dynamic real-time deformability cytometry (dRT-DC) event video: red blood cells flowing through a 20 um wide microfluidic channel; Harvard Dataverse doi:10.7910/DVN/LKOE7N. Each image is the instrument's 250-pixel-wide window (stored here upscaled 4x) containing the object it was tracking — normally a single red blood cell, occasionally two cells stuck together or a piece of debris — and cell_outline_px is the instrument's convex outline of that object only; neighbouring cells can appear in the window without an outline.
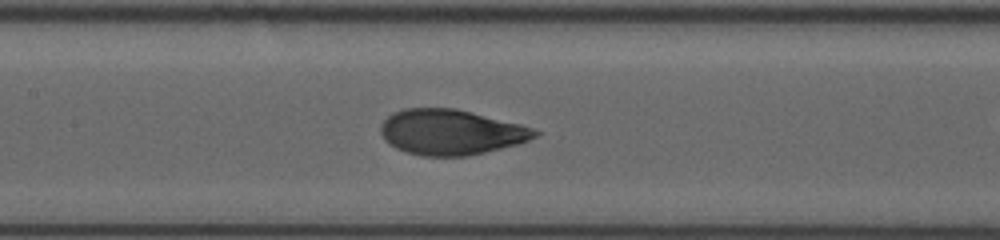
{"species": "human", "species_latin": "Homo sapiens", "temperature_condition": "room temperature", "stored_images_in_passage": 16, "camera_frame_rate_fps": 3000, "um_per_image_px": 0.085, "donor": {"sex": "female"}, "frame": {"image": 1, "passage_image": 12, "time_ms": 3.667, "image_size_px": [1000, 240], "cell_outline_px": [[540, 132], [536, 136], [528, 140], [516, 144], [468, 156], [424, 156], [408, 152], [396, 148], [388, 144], [384, 140], [380, 132], [380, 124], [392, 112], [404, 108], [456, 108], [520, 124], [532, 128]], "centroid_in_image_um": [38.27, 11.22], "position_along_channel_um": 169.1, "area_um2": 40.63}}
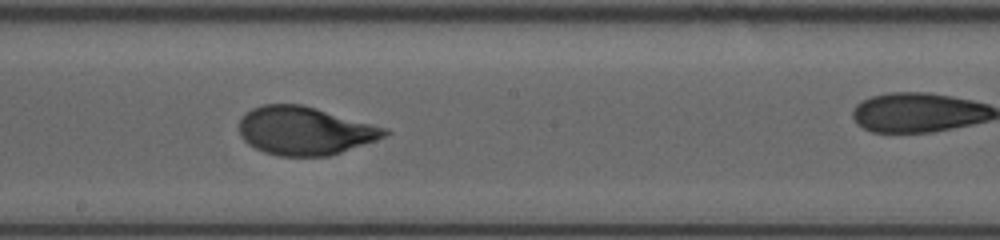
{"frame": {"image": 2, "passage_image": 14, "time_ms": 4.333, "image_size_px": [1000, 240], "cell_outline_px": [[392, 132], [376, 140], [328, 156], [280, 156], [264, 152], [248, 144], [240, 136], [240, 120], [252, 108], [264, 104], [304, 104], [388, 128]], "centroid_in_image_um": [25.92, 11.11], "position_along_channel_um": 222.3, "area_um2": 40.86}}